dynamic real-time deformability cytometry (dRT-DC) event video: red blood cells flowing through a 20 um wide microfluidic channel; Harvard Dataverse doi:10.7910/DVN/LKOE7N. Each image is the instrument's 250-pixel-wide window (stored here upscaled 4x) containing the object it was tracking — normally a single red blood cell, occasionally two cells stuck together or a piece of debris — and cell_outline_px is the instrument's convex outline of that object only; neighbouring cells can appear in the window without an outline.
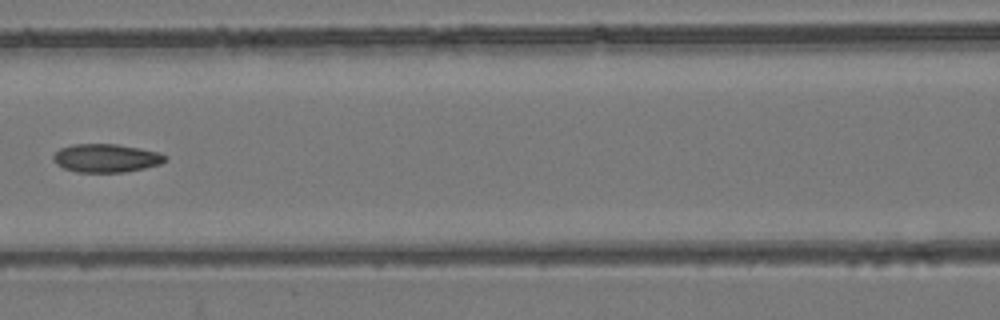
{"species": "common noctule bat (a hibernating species)", "species_latin": "Nyctalus noctula", "temperature_condition": "room temperature", "stored_images_in_passage": 7, "camera_frame_rate_fps": 3000, "um_per_image_px": 0.085, "animal": {"sex": "female", "body_mass_g": 24.6, "forearm_length_mm": 56.2}, "frame": {"image": 1, "passage_image": 7, "time_ms": 2.0, "image_size_px": [1000, 320], "cell_outline_px": [[168, 160], [160, 164], [144, 168], [124, 172], [76, 172], [64, 168], [56, 164], [52, 160], [52, 156], [60, 148], [72, 144], [116, 144], [140, 148], [160, 152], [168, 156]], "centroid_in_image_um": [9.03, 13.43], "position_along_channel_um": 157.6, "area_um2": 18.67}}